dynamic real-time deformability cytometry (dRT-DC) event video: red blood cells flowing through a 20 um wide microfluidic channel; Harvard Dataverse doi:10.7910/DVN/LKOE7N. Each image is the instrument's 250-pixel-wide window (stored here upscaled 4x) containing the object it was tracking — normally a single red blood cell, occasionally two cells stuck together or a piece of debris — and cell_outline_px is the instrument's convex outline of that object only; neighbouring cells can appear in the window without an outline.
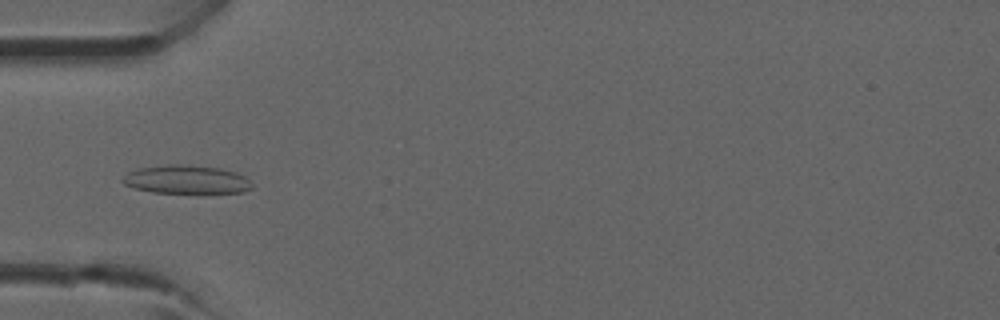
{"species": "common noctule bat (a hibernating species)", "species_latin": "Nyctalus noctula", "temperature_condition": "room temperature", "stored_images_in_passage": 5, "camera_frame_rate_fps": 3000, "um_per_image_px": 0.085, "animal": {"sex": "male", "forearm_length_mm": 52.5}, "frame": {"image": 1, "passage_image": 4, "time_ms": 3.667, "image_size_px": [1000, 320], "cell_outline_px": [[252, 188], [244, 192], [200, 196], [152, 192], [132, 188], [124, 184], [120, 180], [128, 172], [136, 168], [168, 164], [180, 164], [220, 168], [236, 172], [244, 176], [252, 184]], "centroid_in_image_um": [15.85, 15.31], "position_along_channel_um": 69.1, "area_um2": 22.72}}
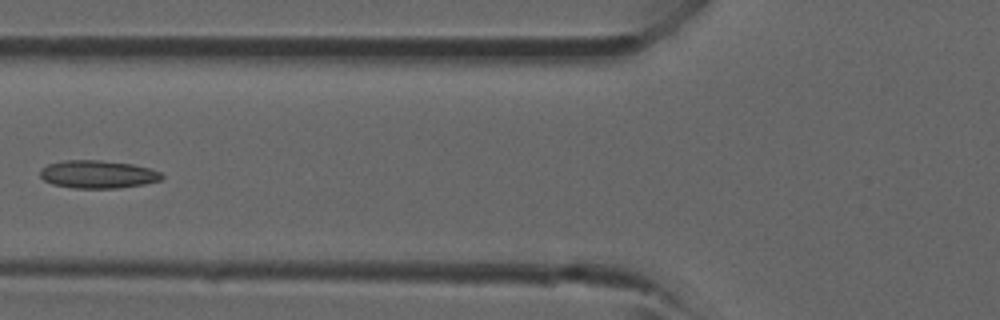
{"frame": {"image": 2, "passage_image": 5, "time_ms": 4.667, "image_size_px": [1000, 320], "cell_outline_px": [[164, 176], [160, 180], [144, 184], [116, 188], [72, 188], [52, 184], [44, 180], [40, 176], [40, 168], [48, 164], [64, 160], [100, 160], [132, 164], [152, 168], [160, 172]], "centroid_in_image_um": [8.3, 14.81], "position_along_channel_um": 117.5, "area_um2": 19.88}}